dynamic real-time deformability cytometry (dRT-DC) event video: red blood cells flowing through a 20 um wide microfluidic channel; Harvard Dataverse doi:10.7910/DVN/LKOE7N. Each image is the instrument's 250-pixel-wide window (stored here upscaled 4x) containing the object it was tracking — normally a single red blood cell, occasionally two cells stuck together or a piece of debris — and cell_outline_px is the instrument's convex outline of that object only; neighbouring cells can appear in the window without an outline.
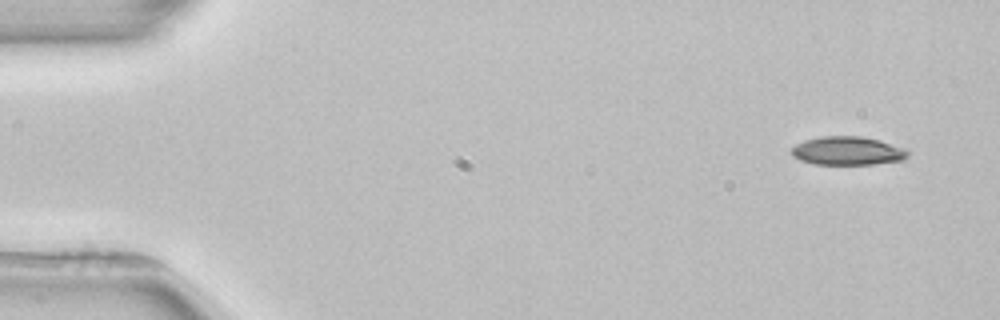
{"species": "common noctule bat (a hibernating species)", "species_latin": "Nyctalus noctula", "temperature_condition": "room temperature", "stored_images_in_passage": 4, "camera_frame_rate_fps": 3000, "um_per_image_px": 0.085, "animal": {"sex": "female", "body_mass_g": 22.7, "forearm_length_mm": 54.2}, "frame": {"image": 1, "passage_image": 1, "time_ms": 0.0, "image_size_px": [1000, 320], "cell_outline_px": [[908, 156], [900, 160], [876, 164], [816, 164], [800, 160], [792, 156], [792, 148], [796, 144], [804, 140], [820, 136], [860, 136], [880, 140], [904, 148], [908, 152]], "centroid_in_image_um": [72.02, 12.81], "position_along_channel_um": 13.0, "area_um2": 19.25}}
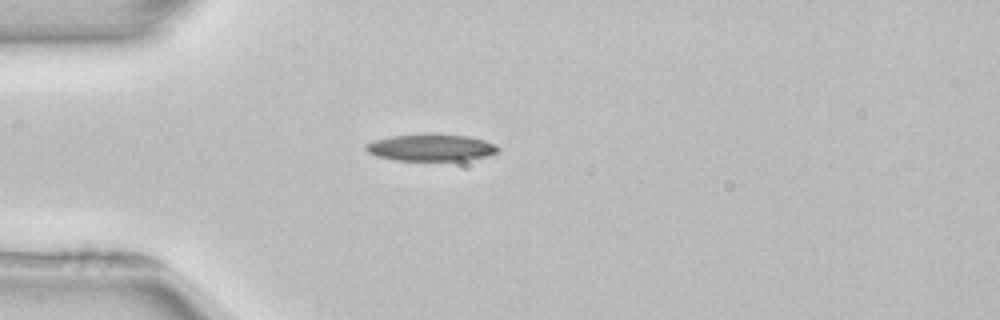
{"frame": {"image": 2, "passage_image": 4, "time_ms": 3.667, "image_size_px": [1000, 320], "cell_outline_px": [[500, 152], [488, 156], [468, 160], [396, 160], [376, 156], [368, 152], [364, 148], [364, 144], [376, 140], [392, 136], [468, 136], [484, 140], [496, 144], [500, 148]], "centroid_in_image_um": [36.68, 12.58], "position_along_channel_um": 48.3, "area_um2": 20.06}}